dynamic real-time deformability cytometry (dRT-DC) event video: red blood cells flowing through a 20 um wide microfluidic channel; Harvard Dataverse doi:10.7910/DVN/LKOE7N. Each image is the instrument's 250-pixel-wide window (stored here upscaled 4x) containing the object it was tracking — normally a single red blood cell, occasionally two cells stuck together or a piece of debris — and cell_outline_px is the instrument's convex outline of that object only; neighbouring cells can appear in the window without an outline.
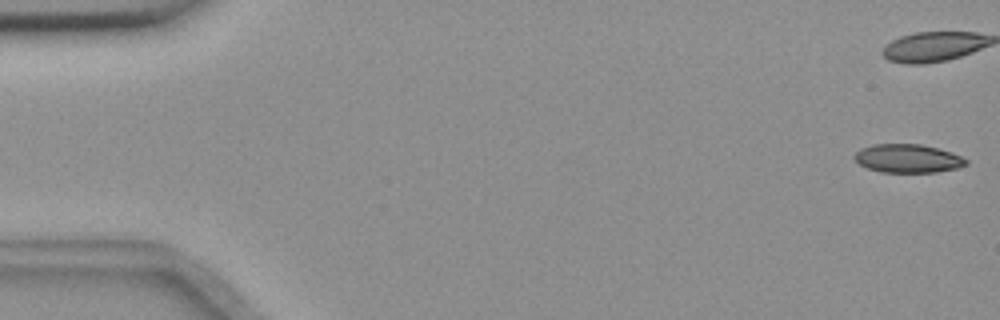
{"species": "common noctule bat (a hibernating species)", "species_latin": "Nyctalus noctula", "temperature_condition": "room temperature", "stored_images_in_passage": 55, "camera_frame_rate_fps": 3000, "um_per_image_px": 0.085, "animal": {"sex": "female", "body_mass_g": 18.4}, "frame": {"image": 1, "passage_image": 1, "time_ms": 0.0, "image_size_px": [1000, 320], "cell_outline_px": [[968, 164], [960, 168], [936, 172], [880, 172], [868, 168], [860, 164], [852, 156], [860, 148], [872, 144], [920, 144], [952, 152], [968, 160]], "centroid_in_image_um": [77.17, 13.47], "position_along_channel_um": 7.8, "area_um2": 18.61}}